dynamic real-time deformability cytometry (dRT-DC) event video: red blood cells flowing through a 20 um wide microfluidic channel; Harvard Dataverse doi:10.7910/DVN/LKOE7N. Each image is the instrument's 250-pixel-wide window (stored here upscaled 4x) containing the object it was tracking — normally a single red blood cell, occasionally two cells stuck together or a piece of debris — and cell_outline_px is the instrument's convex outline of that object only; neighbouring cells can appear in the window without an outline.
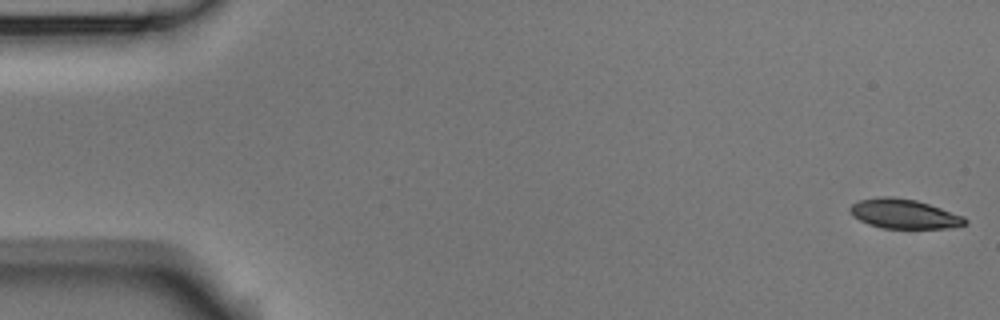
{"species": "Egyptian fruit bat (a non-hibernating species)", "species_latin": "Rousettus aegyptiacus", "temperature_condition": "room temperature", "stored_images_in_passage": 5, "camera_frame_rate_fps": 3000, "um_per_image_px": 0.085, "animal": {"sex": "male"}, "frame": {"image": 1, "passage_image": 1, "time_ms": 0.0, "image_size_px": [1000, 320], "cell_outline_px": [[968, 224], [952, 228], [884, 228], [868, 224], [852, 216], [848, 208], [852, 204], [860, 200], [880, 196], [892, 196], [916, 200], [964, 216], [968, 220]], "centroid_in_image_um": [76.85, 18.18], "position_along_channel_um": 8.2, "area_um2": 19.83}}
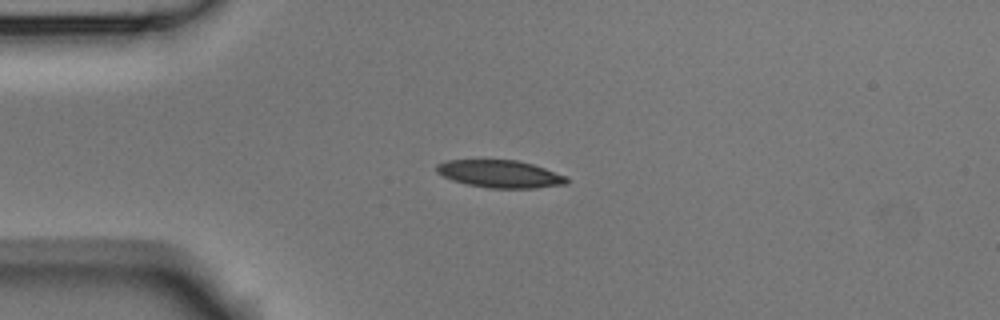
{"frame": {"image": 2, "passage_image": 4, "time_ms": 1.0, "image_size_px": [1000, 320], "cell_outline_px": [[568, 184], [536, 188], [488, 188], [468, 184], [452, 180], [436, 172], [436, 164], [448, 160], [516, 160], [532, 164], [568, 176]], "centroid_in_image_um": [42.53, 14.79], "position_along_channel_um": 42.5, "area_um2": 20.87}}